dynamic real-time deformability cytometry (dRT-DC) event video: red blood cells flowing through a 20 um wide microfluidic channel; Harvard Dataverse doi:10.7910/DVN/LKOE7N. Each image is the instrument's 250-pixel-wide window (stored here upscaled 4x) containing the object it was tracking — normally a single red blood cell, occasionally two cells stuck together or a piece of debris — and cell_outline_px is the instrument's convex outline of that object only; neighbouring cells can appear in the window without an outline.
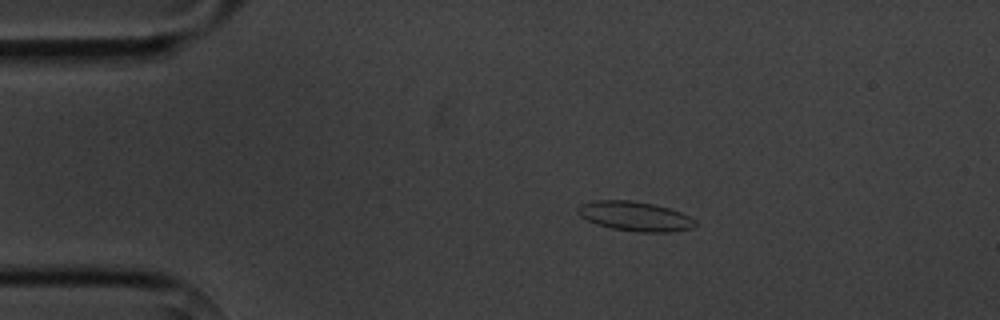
{"species": "common noctule bat (a hibernating species)", "species_latin": "Nyctalus noctula", "temperature_condition": "cold", "stored_images_in_passage": 4, "camera_frame_rate_fps": 3000, "um_per_image_px": 0.085, "animal": {"sex": "male", "body_mass_g": 20.1, "forearm_length_mm": 53.5}, "frame": {"image": 1, "passage_image": 1, "time_ms": 0.0, "image_size_px": [1000, 320], "cell_outline_px": [[696, 224], [692, 228], [672, 232], [636, 232], [612, 228], [596, 224], [580, 216], [576, 212], [576, 208], [580, 204], [596, 200], [632, 200], [656, 204], [680, 212], [696, 220]], "centroid_in_image_um": [53.96, 18.38], "position_along_channel_um": 31.0, "area_um2": 20.35}}
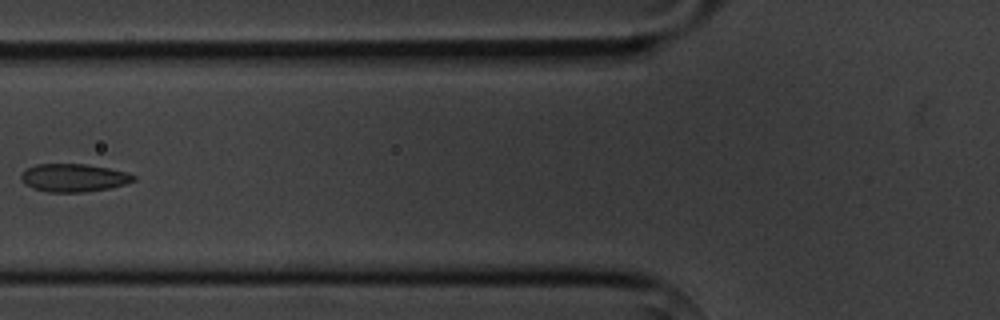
{"frame": {"image": 2, "passage_image": 4, "time_ms": 3.667, "image_size_px": [1000, 320], "cell_outline_px": [[136, 180], [124, 184], [108, 188], [84, 192], [48, 192], [32, 188], [24, 184], [20, 180], [20, 176], [28, 168], [36, 164], [84, 164], [108, 168], [128, 172], [136, 176]], "centroid_in_image_um": [6.26, 15.11], "position_along_channel_um": 119.5, "area_um2": 18.32}}